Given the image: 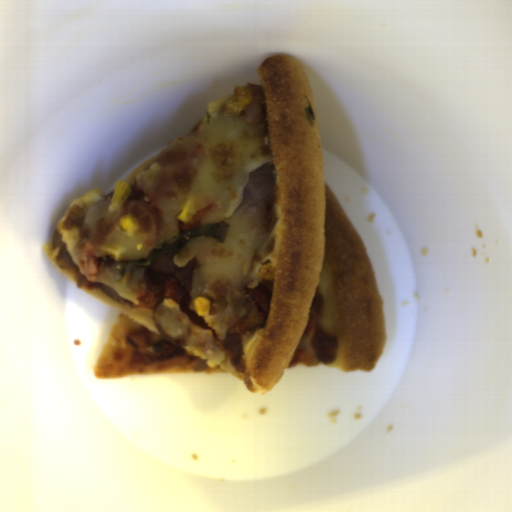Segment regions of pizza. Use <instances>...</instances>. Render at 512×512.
<instances>
[{
	"mask_svg": "<svg viewBox=\"0 0 512 512\" xmlns=\"http://www.w3.org/2000/svg\"><path fill=\"white\" fill-rule=\"evenodd\" d=\"M259 80L207 104L205 116L114 190L74 200L44 253L66 278L119 310L93 376L229 374L264 395L296 365L376 368L388 333L368 248L325 181L305 67L263 59ZM272 165L275 190L241 203L249 174ZM138 229L125 233L120 217ZM193 238L135 268L174 236ZM210 303L197 316L194 301Z\"/></svg>",
	"mask_w": 512,
	"mask_h": 512,
	"instance_id": "obj_1",
	"label": "pizza"
}]
</instances>
